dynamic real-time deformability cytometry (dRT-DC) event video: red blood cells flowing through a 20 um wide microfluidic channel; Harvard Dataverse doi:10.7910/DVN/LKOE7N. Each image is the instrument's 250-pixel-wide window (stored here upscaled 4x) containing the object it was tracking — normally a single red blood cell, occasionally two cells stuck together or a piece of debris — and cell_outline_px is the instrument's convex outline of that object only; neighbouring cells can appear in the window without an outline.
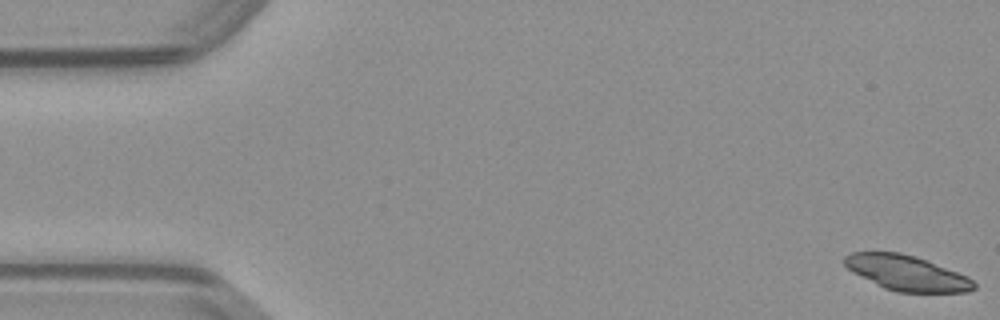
{"species": "common noctule bat (a hibernating species)", "species_latin": "Nyctalus noctula", "temperature_condition": "warm", "stored_images_in_passage": 15, "camera_frame_rate_fps": 3000, "um_per_image_px": 0.085, "animal": {"sex": "male", "body_mass_g": 23.1, "forearm_length_mm": 52.7}, "frame": {"image": 1, "passage_image": 1, "time_ms": 0.0, "image_size_px": [1000, 320], "cell_outline_px": [[976, 288], [968, 292], [896, 292], [884, 288], [852, 272], [844, 264], [844, 256], [852, 252], [900, 252], [924, 260], [968, 276], [976, 284]], "centroid_in_image_um": [77.06, 23.21], "position_along_channel_um": 7.9, "area_um2": 26.18}}